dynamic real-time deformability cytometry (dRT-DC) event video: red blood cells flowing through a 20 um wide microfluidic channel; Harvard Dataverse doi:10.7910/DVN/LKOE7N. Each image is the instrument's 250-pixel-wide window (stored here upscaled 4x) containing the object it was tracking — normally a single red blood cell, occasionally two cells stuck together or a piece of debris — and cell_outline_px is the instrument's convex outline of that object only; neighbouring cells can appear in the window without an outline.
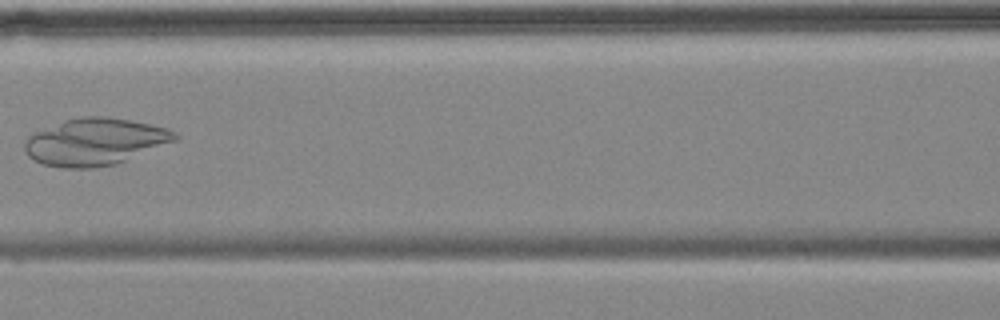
{"species": "common noctule bat (a hibernating species)", "species_latin": "Nyctalus noctula", "temperature_condition": "cold", "stored_images_in_passage": 6, "camera_frame_rate_fps": 3000, "um_per_image_px": 0.085, "animal": {"sex": "female", "body_mass_g": 18.4}, "frame": {"image": 1, "passage_image": 3, "time_ms": 2.333, "image_size_px": [1000, 320], "cell_outline_px": [[180, 136], [176, 140], [116, 164], [92, 168], [64, 168], [44, 164], [28, 156], [24, 152], [24, 140], [32, 132], [68, 120], [84, 116], [100, 116], [128, 120], [168, 128], [176, 132]], "centroid_in_image_um": [8.05, 12.06], "position_along_channel_um": 158.5, "area_um2": 40.81}}